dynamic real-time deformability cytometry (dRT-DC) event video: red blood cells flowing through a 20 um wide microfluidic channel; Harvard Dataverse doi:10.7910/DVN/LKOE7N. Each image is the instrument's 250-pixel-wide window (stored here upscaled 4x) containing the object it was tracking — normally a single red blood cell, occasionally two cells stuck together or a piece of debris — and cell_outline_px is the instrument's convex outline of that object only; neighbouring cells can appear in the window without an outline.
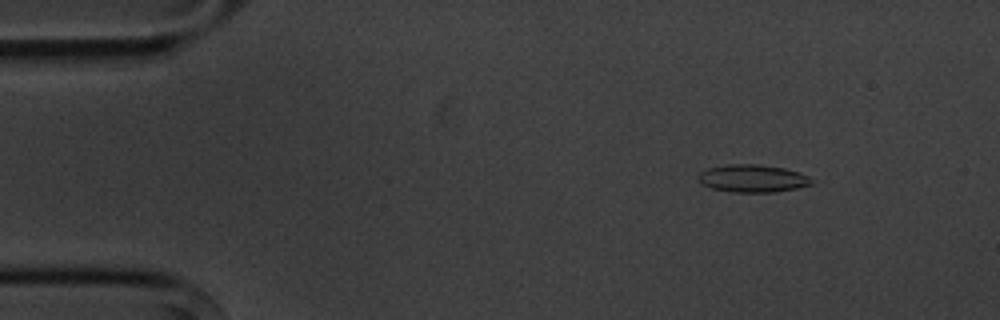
{"species": "common noctule bat (a hibernating species)", "species_latin": "Nyctalus noctula", "temperature_condition": "cold", "stored_images_in_passage": 5, "camera_frame_rate_fps": 3000, "um_per_image_px": 0.085, "animal": {"sex": "male", "body_mass_g": 20.1, "forearm_length_mm": 53.5}, "frame": {"image": 1, "passage_image": 2, "time_ms": 1.333, "image_size_px": [1000, 320], "cell_outline_px": [[812, 184], [796, 188], [776, 192], [732, 192], [712, 188], [704, 184], [696, 176], [700, 172], [708, 168], [728, 164], [756, 164], [784, 168], [800, 172], [808, 176], [812, 180]], "centroid_in_image_um": [63.98, 15.16], "position_along_channel_um": 21.0, "area_um2": 18.15}}